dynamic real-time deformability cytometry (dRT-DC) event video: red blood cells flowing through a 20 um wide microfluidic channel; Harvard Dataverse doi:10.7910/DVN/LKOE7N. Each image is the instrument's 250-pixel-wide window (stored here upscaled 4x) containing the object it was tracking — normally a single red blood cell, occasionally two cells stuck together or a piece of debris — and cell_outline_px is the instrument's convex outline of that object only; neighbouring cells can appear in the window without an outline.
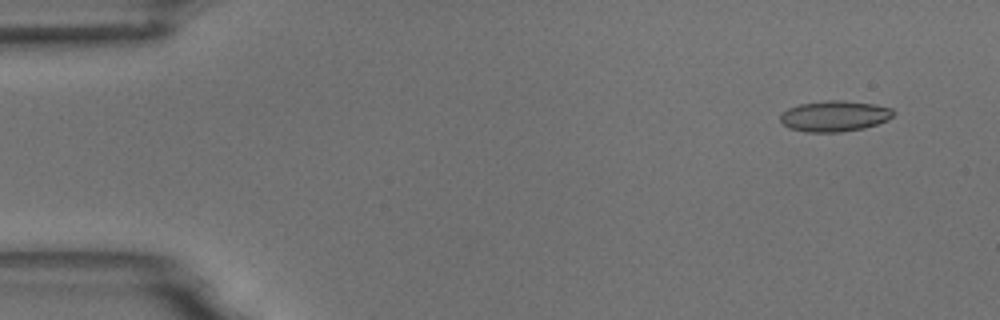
{"species": "common noctule bat (a hibernating species)", "species_latin": "Nyctalus noctula", "temperature_condition": "room temperature", "stored_images_in_passage": 7, "camera_frame_rate_fps": 3000, "um_per_image_px": 0.085, "animal": {"sex": "male", "body_mass_g": 18.8}, "frame": {"image": 1, "passage_image": 2, "time_ms": 1.0, "image_size_px": [1000, 320], "cell_outline_px": [[896, 112], [888, 120], [864, 128], [840, 132], [804, 132], [788, 128], [780, 120], [780, 116], [788, 108], [800, 104], [824, 100], [844, 100], [876, 104], [892, 108]], "centroid_in_image_um": [70.95, 9.86], "position_along_channel_um": 14.0, "area_um2": 20.46}}
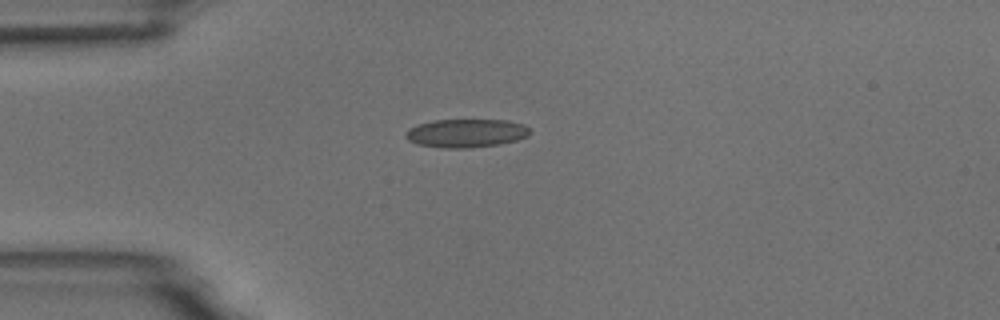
{"frame": {"image": 2, "passage_image": 5, "time_ms": 4.333, "image_size_px": [1000, 320], "cell_outline_px": [[532, 132], [528, 136], [516, 140], [500, 144], [468, 148], [448, 148], [416, 144], [408, 140], [404, 136], [408, 128], [432, 120], [508, 120], [524, 124]], "centroid_in_image_um": [39.63, 11.31], "position_along_channel_um": 45.4, "area_um2": 20.63}}
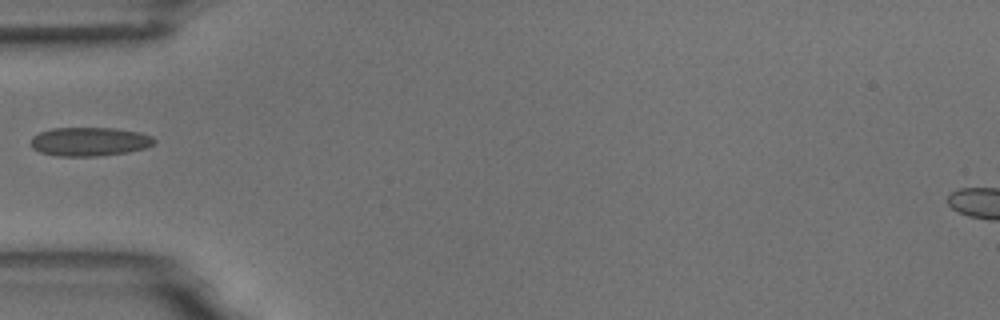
{"frame": {"image": 3, "passage_image": 6, "time_ms": 5.667, "image_size_px": [1000, 320], "cell_outline_px": [[156, 140], [152, 144], [144, 148], [128, 152], [96, 156], [56, 156], [40, 152], [32, 148], [32, 136], [40, 132], [52, 128], [116, 128], [140, 132], [152, 136]], "centroid_in_image_um": [7.61, 12.03], "position_along_channel_um": 77.4, "area_um2": 20.69}}